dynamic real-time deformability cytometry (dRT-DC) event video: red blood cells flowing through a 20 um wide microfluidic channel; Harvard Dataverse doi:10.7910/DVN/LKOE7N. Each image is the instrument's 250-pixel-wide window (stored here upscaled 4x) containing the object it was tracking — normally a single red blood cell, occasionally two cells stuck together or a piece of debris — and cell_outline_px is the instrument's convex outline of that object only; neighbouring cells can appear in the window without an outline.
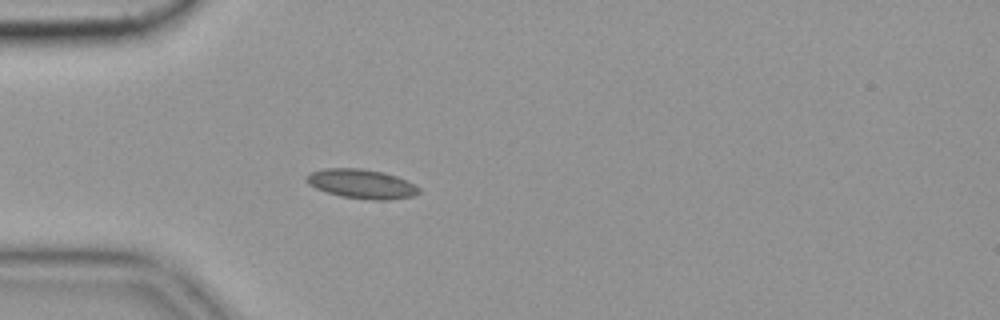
{"species": "common noctule bat (a hibernating species)", "species_latin": "Nyctalus noctula", "temperature_condition": "cold", "stored_images_in_passage": 57, "camera_frame_rate_fps": 3000, "um_per_image_px": 0.085, "animal": {"sex": "female", "body_mass_g": 19.9}, "frame": {"image": 1, "passage_image": 17, "time_ms": 5.333, "image_size_px": [1000, 320], "cell_outline_px": [[420, 192], [412, 196], [388, 200], [372, 200], [340, 196], [316, 188], [308, 184], [308, 176], [312, 172], [324, 168], [360, 168], [384, 172], [408, 180], [420, 188]], "centroid_in_image_um": [30.79, 15.63], "position_along_channel_um": 54.2, "area_um2": 19.07}, "authors_computed_cell_mechanics": {"area_um2": 17.6868, "velocity_mm_per_s": 3.5408, "shape_relaxation_time_tau1_ms": null, "shape_relaxation_time_tau2_ms": 3.6611, "deformation_change_tau1": null, "deformation_change_tau2": 0.0692}}